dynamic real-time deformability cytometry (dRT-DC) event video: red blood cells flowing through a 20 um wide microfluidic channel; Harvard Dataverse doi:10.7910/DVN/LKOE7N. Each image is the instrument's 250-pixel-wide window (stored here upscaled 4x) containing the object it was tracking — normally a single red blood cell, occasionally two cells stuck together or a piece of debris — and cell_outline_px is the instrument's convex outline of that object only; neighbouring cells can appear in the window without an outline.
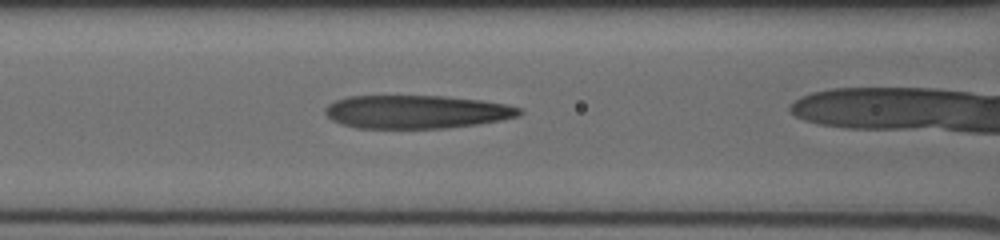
{"species": "human", "species_latin": "Homo sapiens", "temperature_condition": "cold", "stored_images_in_passage": 23, "camera_frame_rate_fps": 3000, "um_per_image_px": 0.085, "donor": {"sex": "male"}, "frame": {"image": 1, "passage_image": 4, "time_ms": 1.0, "image_size_px": [1000, 240], "cell_outline_px": [[520, 116], [500, 120], [476, 124], [444, 128], [356, 128], [332, 120], [324, 112], [324, 108], [328, 104], [336, 100], [348, 96], [444, 96], [480, 100], [504, 104], [520, 108]], "centroid_in_image_um": [35.36, 9.5], "position_along_channel_um": 131.2, "area_um2": 37.45}}
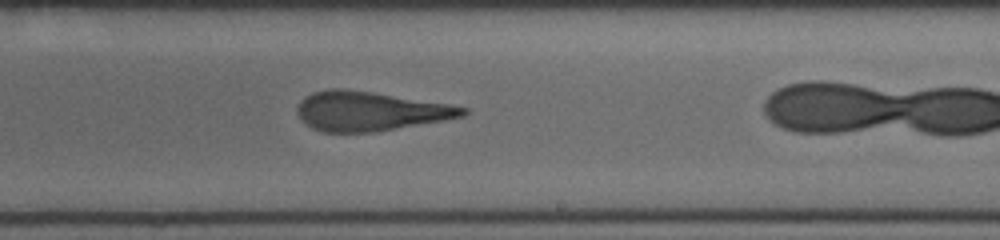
{"frame": {"image": 2, "passage_image": 13, "time_ms": 4.0, "image_size_px": [1000, 240], "cell_outline_px": [[468, 112], [464, 116], [444, 120], [376, 132], [324, 132], [312, 128], [296, 112], [296, 108], [304, 96], [312, 92], [328, 88], [344, 88], [372, 92], [448, 104], [468, 108]], "centroid_in_image_um": [31.43, 9.44], "position_along_channel_um": 257.6, "area_um2": 37.74}}
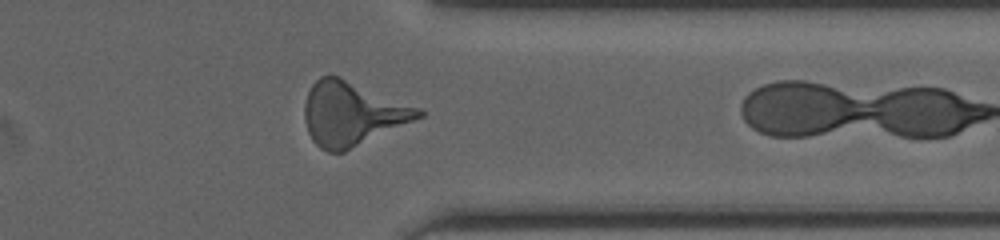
{"frame": {"image": 3, "passage_image": 22, "time_ms": 7.0, "image_size_px": [1000, 240], "cell_outline_px": [[424, 116], [344, 152], [328, 152], [320, 148], [312, 140], [308, 132], [304, 120], [304, 104], [308, 92], [312, 84], [320, 76], [340, 76], [420, 108], [424, 112]], "centroid_in_image_um": [29.91, 9.66], "position_along_channel_um": 381.5, "area_um2": 42.25}}